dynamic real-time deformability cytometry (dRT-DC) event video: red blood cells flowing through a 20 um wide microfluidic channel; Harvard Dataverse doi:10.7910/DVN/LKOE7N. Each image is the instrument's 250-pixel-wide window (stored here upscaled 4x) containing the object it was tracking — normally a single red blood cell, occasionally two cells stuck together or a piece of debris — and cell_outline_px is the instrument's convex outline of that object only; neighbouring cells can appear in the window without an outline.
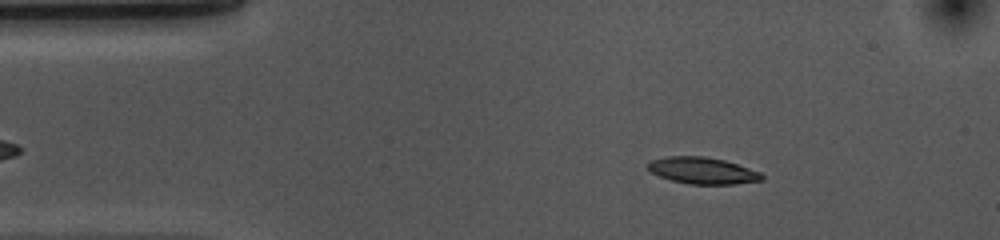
{"species": "common noctule bat (a hibernating species)", "species_latin": "Nyctalus noctula", "temperature_condition": "cold", "stored_images_in_passage": 53, "camera_frame_rate_fps": 3000, "um_per_image_px": 0.085, "animal": {"sex": "female", "body_mass_g": 10.0, "forearm_length_mm": 53.1}, "frame": {"image": 1, "passage_image": 7, "time_ms": 2.0, "image_size_px": [1000, 240], "cell_outline_px": [[764, 176], [760, 180], [728, 184], [696, 184], [676, 180], [652, 172], [648, 168], [648, 164], [656, 160], [676, 156], [700, 156], [720, 160], [736, 164], [756, 172]], "centroid_in_image_um": [59.73, 14.5], "position_along_channel_um": 25.3, "area_um2": 16.36}}
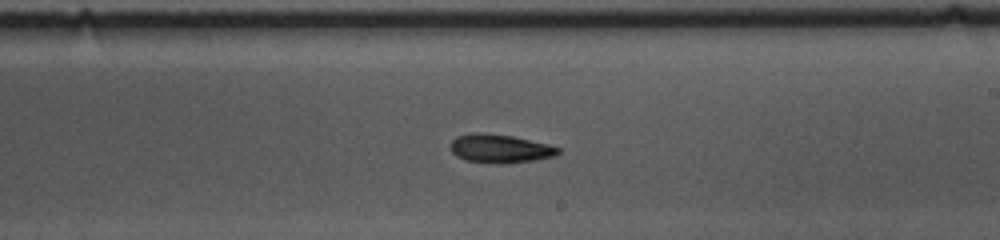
{"frame": {"image": 2, "passage_image": 29, "time_ms": 9.333, "image_size_px": [1000, 240], "cell_outline_px": [[560, 152], [548, 156], [528, 160], [468, 160], [452, 152], [452, 140], [460, 136], [508, 136], [544, 144], [560, 148]], "centroid_in_image_um": [42.52, 12.62], "position_along_channel_um": 246.5, "area_um2": 15.14}}
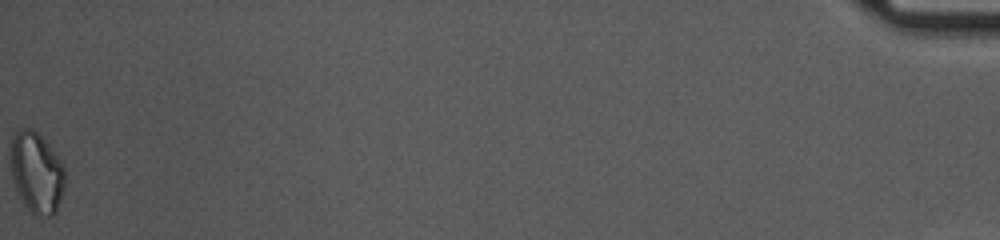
{"frame": {"image": 3, "passage_image": 53, "time_ms": 17.333, "image_size_px": [1000, 240], "cell_outline_px": [[60, 192], [56, 204], [52, 212], [32, 204], [28, 200], [16, 180], [12, 168], [12, 144], [16, 136], [20, 132], [32, 132], [44, 144], [56, 160], [60, 168]], "centroid_in_image_um": [3.06, 14.52], "position_along_channel_um": 432.1, "area_um2": 19.88}, "authors_computed_cell_mechanics": {"area_um2": 15.895, "velocity_mm_per_s": 3.6636, "shape_relaxation_time_tau1_ms": 4.4916, "shape_relaxation_time_tau2_ms": null, "deformation_change_tau1": 0.1527, "deformation_change_tau2": null}}